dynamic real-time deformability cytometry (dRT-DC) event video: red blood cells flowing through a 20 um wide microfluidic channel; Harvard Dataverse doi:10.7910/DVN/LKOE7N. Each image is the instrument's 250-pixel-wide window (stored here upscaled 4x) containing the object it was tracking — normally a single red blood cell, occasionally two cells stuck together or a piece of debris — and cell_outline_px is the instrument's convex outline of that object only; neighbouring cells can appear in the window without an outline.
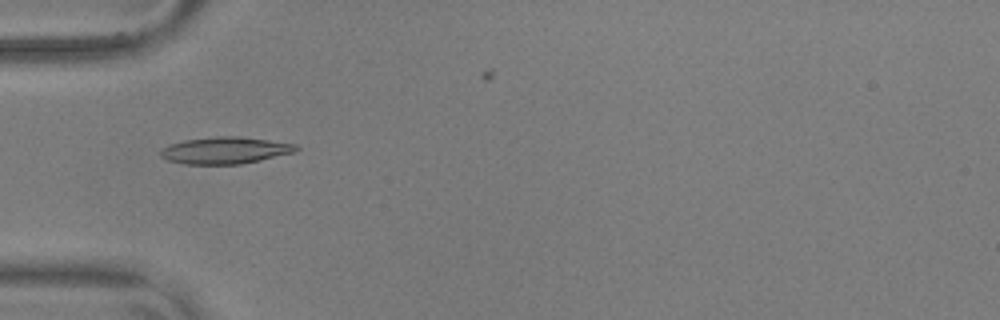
{"species": "common noctule bat (a hibernating species)", "species_latin": "Nyctalus noctula", "temperature_condition": "warm", "stored_images_in_passage": 42, "camera_frame_rate_fps": 3000, "um_per_image_px": 0.085, "animal": {"sex": "male", "body_mass_g": 17.9, "forearm_length_mm": 54.2}, "frame": {"image": 1, "passage_image": 11, "time_ms": 3.333, "image_size_px": [1000, 320], "cell_outline_px": [[300, 148], [292, 152], [260, 160], [240, 164], [184, 164], [168, 160], [160, 156], [160, 148], [168, 144], [184, 140], [216, 136], [240, 136], [296, 144]], "centroid_in_image_um": [19.08, 12.77], "position_along_channel_um": 65.9, "area_um2": 21.15}}
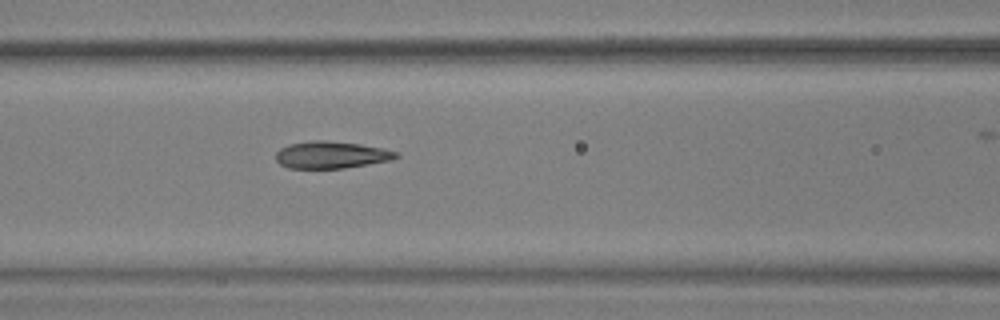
{"frame": {"image": 2, "passage_image": 17, "time_ms": 5.333, "image_size_px": [1000, 320], "cell_outline_px": [[400, 156], [392, 160], [344, 168], [288, 168], [280, 164], [276, 160], [276, 152], [280, 148], [288, 144], [312, 140], [324, 140], [360, 144], [400, 152]], "centroid_in_image_um": [28.15, 13.16], "position_along_channel_um": 138.4, "area_um2": 19.02}}
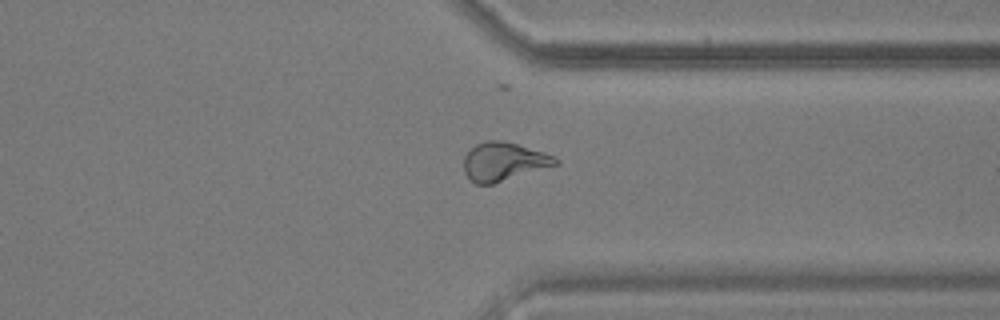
{"frame": {"image": 3, "passage_image": 36, "time_ms": 11.667, "image_size_px": [1000, 320], "cell_outline_px": [[560, 164], [492, 184], [476, 184], [464, 172], [464, 156], [476, 144], [484, 140], [500, 140], [516, 144], [544, 152], [556, 156], [560, 160]], "centroid_in_image_um": [42.84, 13.73], "position_along_channel_um": 368.6, "area_um2": 20.52}}